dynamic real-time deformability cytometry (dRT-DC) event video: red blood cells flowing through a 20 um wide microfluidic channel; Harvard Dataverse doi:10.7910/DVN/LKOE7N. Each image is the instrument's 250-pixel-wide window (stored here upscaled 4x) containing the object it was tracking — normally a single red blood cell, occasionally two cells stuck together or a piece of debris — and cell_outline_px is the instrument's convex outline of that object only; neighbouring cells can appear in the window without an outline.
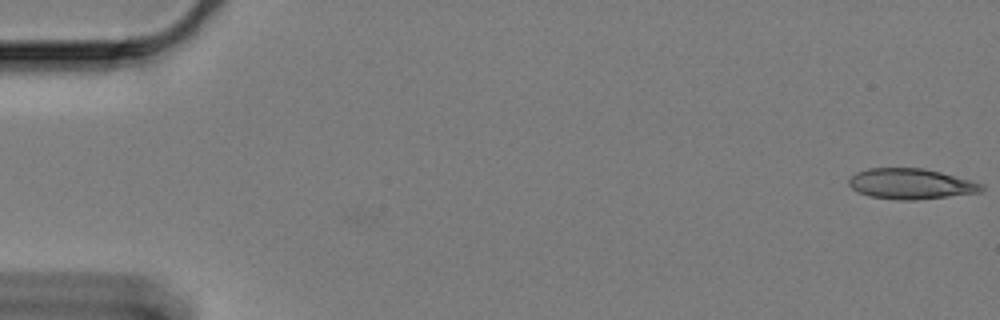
{"species": "Egyptian fruit bat (a non-hibernating species)", "species_latin": "Rousettus aegyptiacus", "temperature_condition": "cold", "stored_images_in_passage": 49, "camera_frame_rate_fps": 3000, "um_per_image_px": 0.085, "animal": {"sex": "female"}, "frame": {"image": 1, "passage_image": 1, "time_ms": 0.0, "image_size_px": [1000, 320], "cell_outline_px": [[984, 188], [980, 192], [916, 200], [900, 200], [868, 196], [852, 188], [848, 184], [848, 180], [856, 172], [868, 168], [924, 168], [972, 180], [984, 184]], "centroid_in_image_um": [77.43, 15.62], "position_along_channel_um": 7.6, "area_um2": 23.58}}
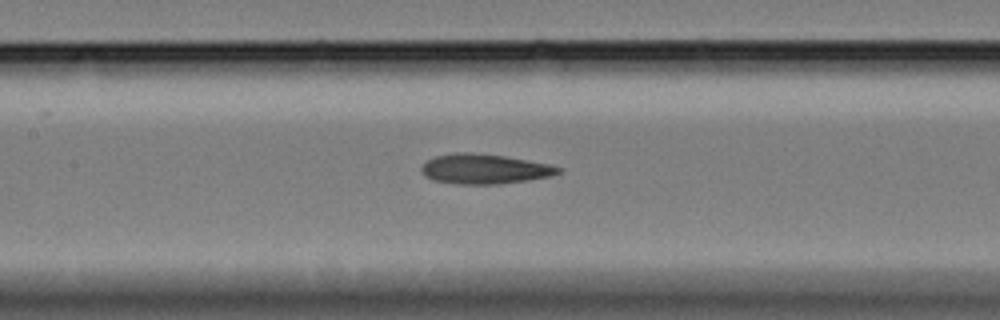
{"frame": {"image": 2, "passage_image": 28, "time_ms": 9.0, "image_size_px": [1000, 320], "cell_outline_px": [[564, 168], [560, 172], [552, 176], [528, 180], [500, 184], [456, 184], [432, 180], [424, 176], [420, 168], [428, 160], [436, 156], [460, 152], [464, 152], [504, 156], [548, 164]], "centroid_in_image_um": [41.19, 14.38], "position_along_channel_um": 166.2, "area_um2": 23.7}}
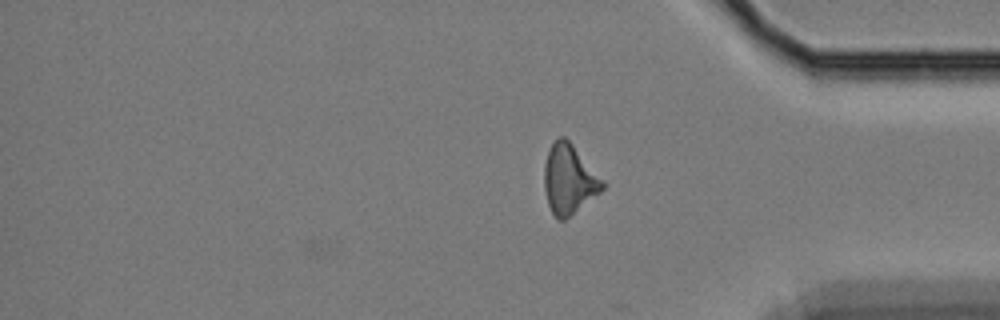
{"frame": {"image": 3, "passage_image": 49, "time_ms": 16.0, "image_size_px": [1000, 320], "cell_outline_px": [[604, 188], [600, 192], [564, 220], [556, 220], [548, 204], [544, 188], [544, 164], [548, 152], [556, 136], [564, 136], [572, 144], [604, 184]], "centroid_in_image_um": [48.31, 15.25], "position_along_channel_um": 386.9, "area_um2": 22.95}, "authors_computed_cell_mechanics": {"area_um2": 23.6402, "velocity_mm_per_s": 3.3392, "shape_relaxation_time_tau1_ms": null, "shape_relaxation_time_tau2_ms": 6.7028, "deformation_change_tau1": null, "deformation_change_tau2": 0.194}}